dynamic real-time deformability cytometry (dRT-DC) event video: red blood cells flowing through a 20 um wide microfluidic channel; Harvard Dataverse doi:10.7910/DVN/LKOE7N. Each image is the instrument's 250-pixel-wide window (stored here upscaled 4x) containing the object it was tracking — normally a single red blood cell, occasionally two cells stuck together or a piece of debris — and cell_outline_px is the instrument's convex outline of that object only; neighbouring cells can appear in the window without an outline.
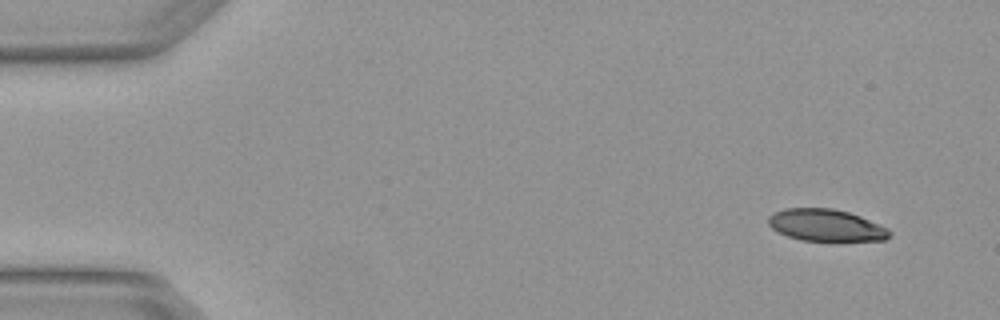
{"species": "Egyptian fruit bat (a non-hibernating species)", "species_latin": "Rousettus aegyptiacus", "temperature_condition": "warm", "stored_images_in_passage": 4, "camera_frame_rate_fps": 3000, "um_per_image_px": 0.085, "animal": {"sex": "female"}, "frame": {"image": 1, "passage_image": 1, "time_ms": 0.0, "image_size_px": [1000, 320], "cell_outline_px": [[892, 236], [884, 240], [800, 240], [788, 236], [772, 228], [768, 224], [768, 216], [784, 208], [832, 208], [848, 212], [860, 216], [888, 228], [892, 232]], "centroid_in_image_um": [70.22, 19.14], "position_along_channel_um": 14.8, "area_um2": 22.37}}
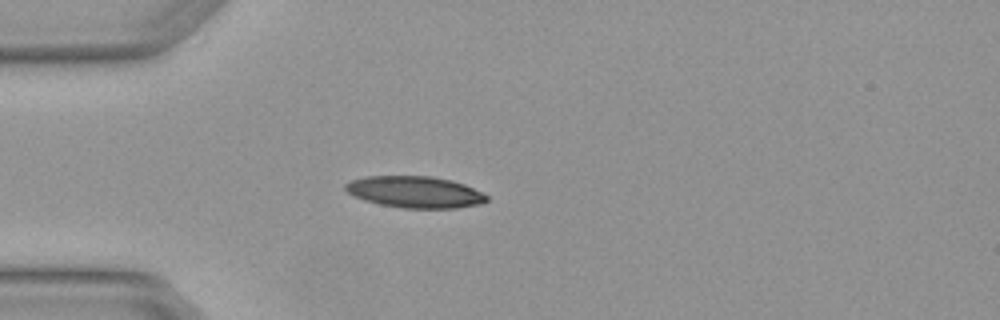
{"frame": {"image": 2, "passage_image": 4, "time_ms": 1.0, "image_size_px": [1000, 320], "cell_outline_px": [[488, 200], [480, 204], [456, 208], [404, 208], [380, 204], [364, 200], [348, 192], [344, 188], [344, 184], [352, 180], [368, 176], [432, 176], [452, 180], [464, 184], [488, 196]], "centroid_in_image_um": [35.28, 16.32], "position_along_channel_um": 49.7, "area_um2": 25.84}}